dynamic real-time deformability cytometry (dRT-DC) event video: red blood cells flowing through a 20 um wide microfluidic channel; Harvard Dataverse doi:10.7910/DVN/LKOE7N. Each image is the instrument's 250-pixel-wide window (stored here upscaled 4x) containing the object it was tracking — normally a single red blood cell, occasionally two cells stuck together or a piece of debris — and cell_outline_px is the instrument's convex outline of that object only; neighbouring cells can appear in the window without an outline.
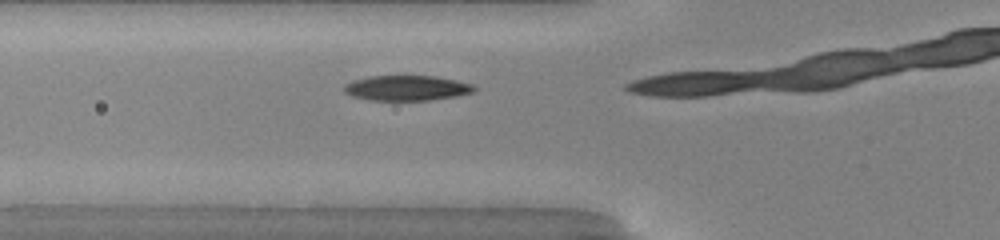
{"species": "common noctule bat (a hibernating species)", "species_latin": "Nyctalus noctula", "temperature_condition": "warm", "stored_images_in_passage": 5, "camera_frame_rate_fps": 3000, "um_per_image_px": 0.085, "animal": {"sex": "male", "body_mass_g": 20.0, "forearm_length_mm": 53.3}, "frame": {"image": 1, "passage_image": 3, "time_ms": 0.667, "image_size_px": [1000, 240], "cell_outline_px": [[476, 92], [456, 96], [432, 100], [372, 100], [352, 96], [344, 92], [344, 84], [352, 80], [368, 76], [436, 76], [456, 80], [472, 84], [476, 88]], "centroid_in_image_um": [34.58, 7.48], "position_along_channel_um": 91.2, "area_um2": 19.19}}